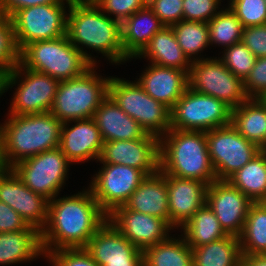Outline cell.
<instances>
[{
  "mask_svg": "<svg viewBox=\"0 0 266 266\" xmlns=\"http://www.w3.org/2000/svg\"><path fill=\"white\" fill-rule=\"evenodd\" d=\"M118 231L142 252L157 243L166 240L170 230H174L164 219L117 207L108 215Z\"/></svg>",
  "mask_w": 266,
  "mask_h": 266,
  "instance_id": "cell-18",
  "label": "cell"
},
{
  "mask_svg": "<svg viewBox=\"0 0 266 266\" xmlns=\"http://www.w3.org/2000/svg\"><path fill=\"white\" fill-rule=\"evenodd\" d=\"M85 250L99 266H136L142 261V251L108 220L89 239Z\"/></svg>",
  "mask_w": 266,
  "mask_h": 266,
  "instance_id": "cell-19",
  "label": "cell"
},
{
  "mask_svg": "<svg viewBox=\"0 0 266 266\" xmlns=\"http://www.w3.org/2000/svg\"><path fill=\"white\" fill-rule=\"evenodd\" d=\"M71 164L57 147L22 160L11 169L33 192L52 200L65 184Z\"/></svg>",
  "mask_w": 266,
  "mask_h": 266,
  "instance_id": "cell-12",
  "label": "cell"
},
{
  "mask_svg": "<svg viewBox=\"0 0 266 266\" xmlns=\"http://www.w3.org/2000/svg\"><path fill=\"white\" fill-rule=\"evenodd\" d=\"M229 3L243 27L266 25L265 0H230Z\"/></svg>",
  "mask_w": 266,
  "mask_h": 266,
  "instance_id": "cell-38",
  "label": "cell"
},
{
  "mask_svg": "<svg viewBox=\"0 0 266 266\" xmlns=\"http://www.w3.org/2000/svg\"><path fill=\"white\" fill-rule=\"evenodd\" d=\"M183 0H148L147 5L165 26L183 20Z\"/></svg>",
  "mask_w": 266,
  "mask_h": 266,
  "instance_id": "cell-43",
  "label": "cell"
},
{
  "mask_svg": "<svg viewBox=\"0 0 266 266\" xmlns=\"http://www.w3.org/2000/svg\"><path fill=\"white\" fill-rule=\"evenodd\" d=\"M243 256L266 254V202H253L239 236Z\"/></svg>",
  "mask_w": 266,
  "mask_h": 266,
  "instance_id": "cell-33",
  "label": "cell"
},
{
  "mask_svg": "<svg viewBox=\"0 0 266 266\" xmlns=\"http://www.w3.org/2000/svg\"><path fill=\"white\" fill-rule=\"evenodd\" d=\"M244 88L250 99H266V57L256 59L244 80Z\"/></svg>",
  "mask_w": 266,
  "mask_h": 266,
  "instance_id": "cell-42",
  "label": "cell"
},
{
  "mask_svg": "<svg viewBox=\"0 0 266 266\" xmlns=\"http://www.w3.org/2000/svg\"><path fill=\"white\" fill-rule=\"evenodd\" d=\"M137 57L148 58L154 65L187 72L192 63L179 46L171 26L159 30Z\"/></svg>",
  "mask_w": 266,
  "mask_h": 266,
  "instance_id": "cell-27",
  "label": "cell"
},
{
  "mask_svg": "<svg viewBox=\"0 0 266 266\" xmlns=\"http://www.w3.org/2000/svg\"><path fill=\"white\" fill-rule=\"evenodd\" d=\"M20 63L59 81L77 78L93 66L67 35L29 43L20 51Z\"/></svg>",
  "mask_w": 266,
  "mask_h": 266,
  "instance_id": "cell-5",
  "label": "cell"
},
{
  "mask_svg": "<svg viewBox=\"0 0 266 266\" xmlns=\"http://www.w3.org/2000/svg\"><path fill=\"white\" fill-rule=\"evenodd\" d=\"M59 83V80L27 69L19 62L5 75L4 92L18 85L8 114L29 115L50 112Z\"/></svg>",
  "mask_w": 266,
  "mask_h": 266,
  "instance_id": "cell-8",
  "label": "cell"
},
{
  "mask_svg": "<svg viewBox=\"0 0 266 266\" xmlns=\"http://www.w3.org/2000/svg\"><path fill=\"white\" fill-rule=\"evenodd\" d=\"M108 95L146 133L161 138L170 130V108L149 96L135 80L111 76Z\"/></svg>",
  "mask_w": 266,
  "mask_h": 266,
  "instance_id": "cell-7",
  "label": "cell"
},
{
  "mask_svg": "<svg viewBox=\"0 0 266 266\" xmlns=\"http://www.w3.org/2000/svg\"><path fill=\"white\" fill-rule=\"evenodd\" d=\"M4 81H5V74L0 72V97L3 95L4 92Z\"/></svg>",
  "mask_w": 266,
  "mask_h": 266,
  "instance_id": "cell-49",
  "label": "cell"
},
{
  "mask_svg": "<svg viewBox=\"0 0 266 266\" xmlns=\"http://www.w3.org/2000/svg\"><path fill=\"white\" fill-rule=\"evenodd\" d=\"M95 68L93 65L77 78L60 81L50 112L62 123L93 118L108 96L110 77L97 75Z\"/></svg>",
  "mask_w": 266,
  "mask_h": 266,
  "instance_id": "cell-6",
  "label": "cell"
},
{
  "mask_svg": "<svg viewBox=\"0 0 266 266\" xmlns=\"http://www.w3.org/2000/svg\"><path fill=\"white\" fill-rule=\"evenodd\" d=\"M0 201L15 210L28 226L41 232L48 220V202L33 192L11 168L0 171Z\"/></svg>",
  "mask_w": 266,
  "mask_h": 266,
  "instance_id": "cell-16",
  "label": "cell"
},
{
  "mask_svg": "<svg viewBox=\"0 0 266 266\" xmlns=\"http://www.w3.org/2000/svg\"><path fill=\"white\" fill-rule=\"evenodd\" d=\"M188 87L200 94L224 101L232 109L247 101L244 81L236 77L217 57L192 61Z\"/></svg>",
  "mask_w": 266,
  "mask_h": 266,
  "instance_id": "cell-11",
  "label": "cell"
},
{
  "mask_svg": "<svg viewBox=\"0 0 266 266\" xmlns=\"http://www.w3.org/2000/svg\"><path fill=\"white\" fill-rule=\"evenodd\" d=\"M243 266H266V254L243 256Z\"/></svg>",
  "mask_w": 266,
  "mask_h": 266,
  "instance_id": "cell-47",
  "label": "cell"
},
{
  "mask_svg": "<svg viewBox=\"0 0 266 266\" xmlns=\"http://www.w3.org/2000/svg\"><path fill=\"white\" fill-rule=\"evenodd\" d=\"M124 206L129 210L164 219L169 224L166 175L161 170L147 175Z\"/></svg>",
  "mask_w": 266,
  "mask_h": 266,
  "instance_id": "cell-24",
  "label": "cell"
},
{
  "mask_svg": "<svg viewBox=\"0 0 266 266\" xmlns=\"http://www.w3.org/2000/svg\"><path fill=\"white\" fill-rule=\"evenodd\" d=\"M171 27L179 46L191 62L200 59V55L199 57L195 55L198 56L201 51L210 46L207 23L181 20Z\"/></svg>",
  "mask_w": 266,
  "mask_h": 266,
  "instance_id": "cell-34",
  "label": "cell"
},
{
  "mask_svg": "<svg viewBox=\"0 0 266 266\" xmlns=\"http://www.w3.org/2000/svg\"><path fill=\"white\" fill-rule=\"evenodd\" d=\"M241 41L256 58L266 57V25L244 27Z\"/></svg>",
  "mask_w": 266,
  "mask_h": 266,
  "instance_id": "cell-44",
  "label": "cell"
},
{
  "mask_svg": "<svg viewBox=\"0 0 266 266\" xmlns=\"http://www.w3.org/2000/svg\"><path fill=\"white\" fill-rule=\"evenodd\" d=\"M170 129L210 131L231 125L232 108L189 87L170 109Z\"/></svg>",
  "mask_w": 266,
  "mask_h": 266,
  "instance_id": "cell-9",
  "label": "cell"
},
{
  "mask_svg": "<svg viewBox=\"0 0 266 266\" xmlns=\"http://www.w3.org/2000/svg\"><path fill=\"white\" fill-rule=\"evenodd\" d=\"M207 24L211 45L218 44L225 49L241 41L244 27L229 6L225 10L221 8Z\"/></svg>",
  "mask_w": 266,
  "mask_h": 266,
  "instance_id": "cell-35",
  "label": "cell"
},
{
  "mask_svg": "<svg viewBox=\"0 0 266 266\" xmlns=\"http://www.w3.org/2000/svg\"><path fill=\"white\" fill-rule=\"evenodd\" d=\"M160 170L165 175L210 184L216 181L206 132L170 129L160 138Z\"/></svg>",
  "mask_w": 266,
  "mask_h": 266,
  "instance_id": "cell-4",
  "label": "cell"
},
{
  "mask_svg": "<svg viewBox=\"0 0 266 266\" xmlns=\"http://www.w3.org/2000/svg\"><path fill=\"white\" fill-rule=\"evenodd\" d=\"M252 203L227 180H216L208 185L206 204L214 212L228 235L238 237L241 235Z\"/></svg>",
  "mask_w": 266,
  "mask_h": 266,
  "instance_id": "cell-17",
  "label": "cell"
},
{
  "mask_svg": "<svg viewBox=\"0 0 266 266\" xmlns=\"http://www.w3.org/2000/svg\"><path fill=\"white\" fill-rule=\"evenodd\" d=\"M223 57H218L227 69L243 81L254 67L256 57L240 41L224 49Z\"/></svg>",
  "mask_w": 266,
  "mask_h": 266,
  "instance_id": "cell-37",
  "label": "cell"
},
{
  "mask_svg": "<svg viewBox=\"0 0 266 266\" xmlns=\"http://www.w3.org/2000/svg\"><path fill=\"white\" fill-rule=\"evenodd\" d=\"M220 0H183V20L208 23L219 11Z\"/></svg>",
  "mask_w": 266,
  "mask_h": 266,
  "instance_id": "cell-41",
  "label": "cell"
},
{
  "mask_svg": "<svg viewBox=\"0 0 266 266\" xmlns=\"http://www.w3.org/2000/svg\"><path fill=\"white\" fill-rule=\"evenodd\" d=\"M63 0H0V15L11 17L16 11L35 5L57 4Z\"/></svg>",
  "mask_w": 266,
  "mask_h": 266,
  "instance_id": "cell-46",
  "label": "cell"
},
{
  "mask_svg": "<svg viewBox=\"0 0 266 266\" xmlns=\"http://www.w3.org/2000/svg\"><path fill=\"white\" fill-rule=\"evenodd\" d=\"M72 122L75 125L69 128ZM103 143L100 130L93 118L62 124L59 148L72 164L89 159L98 161Z\"/></svg>",
  "mask_w": 266,
  "mask_h": 266,
  "instance_id": "cell-21",
  "label": "cell"
},
{
  "mask_svg": "<svg viewBox=\"0 0 266 266\" xmlns=\"http://www.w3.org/2000/svg\"><path fill=\"white\" fill-rule=\"evenodd\" d=\"M180 236L179 239L169 236L147 248L142 252V260L147 266H194L193 251L183 235Z\"/></svg>",
  "mask_w": 266,
  "mask_h": 266,
  "instance_id": "cell-32",
  "label": "cell"
},
{
  "mask_svg": "<svg viewBox=\"0 0 266 266\" xmlns=\"http://www.w3.org/2000/svg\"><path fill=\"white\" fill-rule=\"evenodd\" d=\"M20 62L11 18L0 15V72L7 75Z\"/></svg>",
  "mask_w": 266,
  "mask_h": 266,
  "instance_id": "cell-36",
  "label": "cell"
},
{
  "mask_svg": "<svg viewBox=\"0 0 266 266\" xmlns=\"http://www.w3.org/2000/svg\"><path fill=\"white\" fill-rule=\"evenodd\" d=\"M150 64L136 82L149 96L171 109L188 88V72Z\"/></svg>",
  "mask_w": 266,
  "mask_h": 266,
  "instance_id": "cell-22",
  "label": "cell"
},
{
  "mask_svg": "<svg viewBox=\"0 0 266 266\" xmlns=\"http://www.w3.org/2000/svg\"><path fill=\"white\" fill-rule=\"evenodd\" d=\"M87 189L49 200L47 224L40 232L43 252L85 248L89 239L108 220L91 189Z\"/></svg>",
  "mask_w": 266,
  "mask_h": 266,
  "instance_id": "cell-1",
  "label": "cell"
},
{
  "mask_svg": "<svg viewBox=\"0 0 266 266\" xmlns=\"http://www.w3.org/2000/svg\"><path fill=\"white\" fill-rule=\"evenodd\" d=\"M68 8L67 37L93 64L97 61L82 46L103 54L111 63H122L125 57L122 45L121 22L109 17L92 0H72Z\"/></svg>",
  "mask_w": 266,
  "mask_h": 266,
  "instance_id": "cell-2",
  "label": "cell"
},
{
  "mask_svg": "<svg viewBox=\"0 0 266 266\" xmlns=\"http://www.w3.org/2000/svg\"><path fill=\"white\" fill-rule=\"evenodd\" d=\"M164 26L148 5L125 19L121 23V32L123 50L128 61L136 59Z\"/></svg>",
  "mask_w": 266,
  "mask_h": 266,
  "instance_id": "cell-25",
  "label": "cell"
},
{
  "mask_svg": "<svg viewBox=\"0 0 266 266\" xmlns=\"http://www.w3.org/2000/svg\"><path fill=\"white\" fill-rule=\"evenodd\" d=\"M227 181L252 202H266V151L261 150Z\"/></svg>",
  "mask_w": 266,
  "mask_h": 266,
  "instance_id": "cell-30",
  "label": "cell"
},
{
  "mask_svg": "<svg viewBox=\"0 0 266 266\" xmlns=\"http://www.w3.org/2000/svg\"><path fill=\"white\" fill-rule=\"evenodd\" d=\"M92 1L101 9L103 13L122 23L132 14L146 7L148 0H92ZM112 15L114 17H112Z\"/></svg>",
  "mask_w": 266,
  "mask_h": 266,
  "instance_id": "cell-40",
  "label": "cell"
},
{
  "mask_svg": "<svg viewBox=\"0 0 266 266\" xmlns=\"http://www.w3.org/2000/svg\"><path fill=\"white\" fill-rule=\"evenodd\" d=\"M98 161L130 166L146 176L152 175L160 170V138L147 133L141 139L104 142Z\"/></svg>",
  "mask_w": 266,
  "mask_h": 266,
  "instance_id": "cell-15",
  "label": "cell"
},
{
  "mask_svg": "<svg viewBox=\"0 0 266 266\" xmlns=\"http://www.w3.org/2000/svg\"><path fill=\"white\" fill-rule=\"evenodd\" d=\"M93 119L104 142L136 140L147 134L140 124L129 117L109 95L96 109Z\"/></svg>",
  "mask_w": 266,
  "mask_h": 266,
  "instance_id": "cell-23",
  "label": "cell"
},
{
  "mask_svg": "<svg viewBox=\"0 0 266 266\" xmlns=\"http://www.w3.org/2000/svg\"><path fill=\"white\" fill-rule=\"evenodd\" d=\"M71 1L35 5L16 11L10 18L18 50L21 51L32 42L52 40L66 35L68 13L64 6L71 4Z\"/></svg>",
  "mask_w": 266,
  "mask_h": 266,
  "instance_id": "cell-10",
  "label": "cell"
},
{
  "mask_svg": "<svg viewBox=\"0 0 266 266\" xmlns=\"http://www.w3.org/2000/svg\"><path fill=\"white\" fill-rule=\"evenodd\" d=\"M40 255L44 253L41 233L36 228L0 233V265L30 262Z\"/></svg>",
  "mask_w": 266,
  "mask_h": 266,
  "instance_id": "cell-28",
  "label": "cell"
},
{
  "mask_svg": "<svg viewBox=\"0 0 266 266\" xmlns=\"http://www.w3.org/2000/svg\"><path fill=\"white\" fill-rule=\"evenodd\" d=\"M31 226L10 206L0 201V233L29 230Z\"/></svg>",
  "mask_w": 266,
  "mask_h": 266,
  "instance_id": "cell-45",
  "label": "cell"
},
{
  "mask_svg": "<svg viewBox=\"0 0 266 266\" xmlns=\"http://www.w3.org/2000/svg\"><path fill=\"white\" fill-rule=\"evenodd\" d=\"M166 180L169 225L173 229H179L206 204L208 184L172 175H166Z\"/></svg>",
  "mask_w": 266,
  "mask_h": 266,
  "instance_id": "cell-20",
  "label": "cell"
},
{
  "mask_svg": "<svg viewBox=\"0 0 266 266\" xmlns=\"http://www.w3.org/2000/svg\"><path fill=\"white\" fill-rule=\"evenodd\" d=\"M192 251L194 266H243V255L238 236L228 235L193 248Z\"/></svg>",
  "mask_w": 266,
  "mask_h": 266,
  "instance_id": "cell-29",
  "label": "cell"
},
{
  "mask_svg": "<svg viewBox=\"0 0 266 266\" xmlns=\"http://www.w3.org/2000/svg\"><path fill=\"white\" fill-rule=\"evenodd\" d=\"M52 266H99L85 248L43 252Z\"/></svg>",
  "mask_w": 266,
  "mask_h": 266,
  "instance_id": "cell-39",
  "label": "cell"
},
{
  "mask_svg": "<svg viewBox=\"0 0 266 266\" xmlns=\"http://www.w3.org/2000/svg\"><path fill=\"white\" fill-rule=\"evenodd\" d=\"M231 124L248 141L266 151V99H248L232 109Z\"/></svg>",
  "mask_w": 266,
  "mask_h": 266,
  "instance_id": "cell-26",
  "label": "cell"
},
{
  "mask_svg": "<svg viewBox=\"0 0 266 266\" xmlns=\"http://www.w3.org/2000/svg\"><path fill=\"white\" fill-rule=\"evenodd\" d=\"M181 230L183 231L184 240L191 249L228 236L207 204L202 206L181 227Z\"/></svg>",
  "mask_w": 266,
  "mask_h": 266,
  "instance_id": "cell-31",
  "label": "cell"
},
{
  "mask_svg": "<svg viewBox=\"0 0 266 266\" xmlns=\"http://www.w3.org/2000/svg\"><path fill=\"white\" fill-rule=\"evenodd\" d=\"M5 168L6 167L4 166V161L2 157V130H1V125H0V171Z\"/></svg>",
  "mask_w": 266,
  "mask_h": 266,
  "instance_id": "cell-48",
  "label": "cell"
},
{
  "mask_svg": "<svg viewBox=\"0 0 266 266\" xmlns=\"http://www.w3.org/2000/svg\"><path fill=\"white\" fill-rule=\"evenodd\" d=\"M102 164V168L91 180L89 188L101 209L109 215L126 203L146 175L130 166Z\"/></svg>",
  "mask_w": 266,
  "mask_h": 266,
  "instance_id": "cell-14",
  "label": "cell"
},
{
  "mask_svg": "<svg viewBox=\"0 0 266 266\" xmlns=\"http://www.w3.org/2000/svg\"><path fill=\"white\" fill-rule=\"evenodd\" d=\"M206 140L217 180H227L261 151L232 124L207 131Z\"/></svg>",
  "mask_w": 266,
  "mask_h": 266,
  "instance_id": "cell-13",
  "label": "cell"
},
{
  "mask_svg": "<svg viewBox=\"0 0 266 266\" xmlns=\"http://www.w3.org/2000/svg\"><path fill=\"white\" fill-rule=\"evenodd\" d=\"M136 266H147V264L142 260L139 264H137Z\"/></svg>",
  "mask_w": 266,
  "mask_h": 266,
  "instance_id": "cell-50",
  "label": "cell"
},
{
  "mask_svg": "<svg viewBox=\"0 0 266 266\" xmlns=\"http://www.w3.org/2000/svg\"><path fill=\"white\" fill-rule=\"evenodd\" d=\"M2 124V157L6 168L59 147L63 123L51 112L8 115Z\"/></svg>",
  "mask_w": 266,
  "mask_h": 266,
  "instance_id": "cell-3",
  "label": "cell"
}]
</instances>
